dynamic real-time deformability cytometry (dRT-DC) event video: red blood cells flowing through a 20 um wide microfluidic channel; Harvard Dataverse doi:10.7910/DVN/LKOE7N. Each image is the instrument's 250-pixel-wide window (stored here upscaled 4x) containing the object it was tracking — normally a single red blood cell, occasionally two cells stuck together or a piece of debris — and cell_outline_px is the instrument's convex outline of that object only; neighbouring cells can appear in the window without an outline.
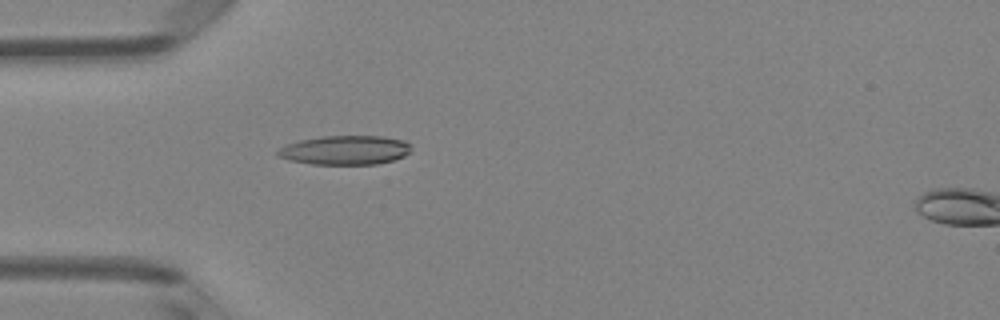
{"species": "Egyptian fruit bat (a non-hibernating species)", "species_latin": "Rousettus aegyptiacus", "temperature_condition": "room temperature", "stored_images_in_passage": 6, "camera_frame_rate_fps": 3000, "um_per_image_px": 0.085, "animal": {"sex": "female"}, "frame": {"image": 1, "passage_image": 5, "time_ms": 4.333, "image_size_px": [1000, 320], "cell_outline_px": [[412, 152], [404, 156], [392, 160], [376, 164], [312, 164], [288, 160], [276, 156], [276, 152], [280, 148], [288, 144], [300, 140], [324, 136], [380, 136], [404, 140], [412, 148]], "centroid_in_image_um": [29.34, 12.76], "position_along_channel_um": 55.7, "area_um2": 22.66}}